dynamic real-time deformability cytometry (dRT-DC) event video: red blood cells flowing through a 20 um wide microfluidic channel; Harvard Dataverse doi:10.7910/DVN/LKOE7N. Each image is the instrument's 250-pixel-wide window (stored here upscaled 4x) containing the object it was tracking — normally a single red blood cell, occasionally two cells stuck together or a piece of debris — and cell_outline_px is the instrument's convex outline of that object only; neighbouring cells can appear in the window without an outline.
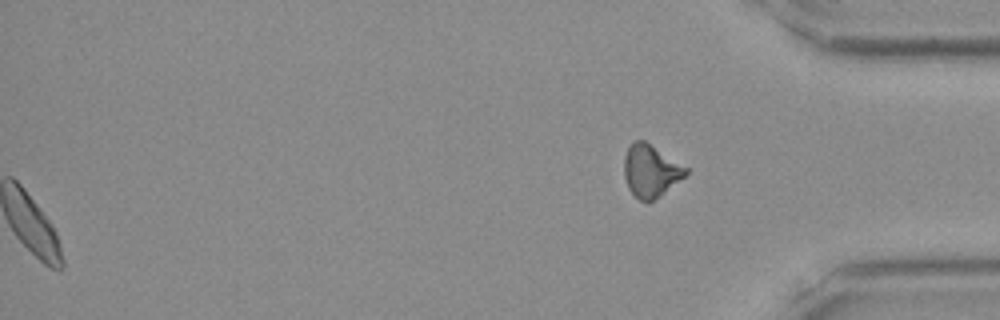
{"species": "Egyptian fruit bat (a non-hibernating species)", "species_latin": "Rousettus aegyptiacus", "temperature_condition": "room temperature", "stored_images_in_passage": 47, "segment_of_instrument_passage": [2, 2], "camera_frame_rate_fps": 3000, "um_per_image_px": 0.085, "frame": {"image": 1, "passage_image": 47, "time_ms": 15.333, "image_size_px": [1000, 320], "cell_outline_px": [[688, 172], [684, 176], [660, 196], [648, 204], [640, 200], [628, 188], [624, 176], [624, 156], [632, 140], [644, 140], [688, 168]], "centroid_in_image_um": [55.28, 14.53], "position_along_channel_um": 379.9, "area_um2": 18.73}}